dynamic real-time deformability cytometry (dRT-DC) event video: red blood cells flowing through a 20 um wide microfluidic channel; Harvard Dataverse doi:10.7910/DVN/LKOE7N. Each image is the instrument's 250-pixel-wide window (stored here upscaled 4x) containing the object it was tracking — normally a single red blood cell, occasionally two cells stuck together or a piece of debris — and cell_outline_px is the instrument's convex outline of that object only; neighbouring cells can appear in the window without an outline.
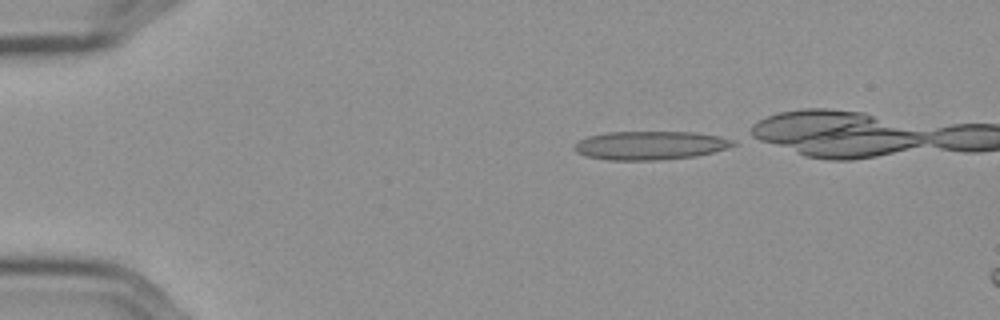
{"species": "Egyptian fruit bat (a non-hibernating species)", "species_latin": "Rousettus aegyptiacus", "temperature_condition": "cold", "stored_images_in_passage": 8, "camera_frame_rate_fps": 3000, "um_per_image_px": 0.085, "frame": {"image": 1, "passage_image": 1, "time_ms": 0.0, "image_size_px": [1000, 320], "cell_outline_px": [[736, 144], [728, 148], [696, 156], [660, 160], [608, 160], [588, 156], [576, 152], [576, 144], [580, 140], [588, 136], [608, 132], [696, 132], [720, 136], [732, 140]], "centroid_in_image_um": [55.3, 12.36], "position_along_channel_um": 29.7, "area_um2": 26.3}}